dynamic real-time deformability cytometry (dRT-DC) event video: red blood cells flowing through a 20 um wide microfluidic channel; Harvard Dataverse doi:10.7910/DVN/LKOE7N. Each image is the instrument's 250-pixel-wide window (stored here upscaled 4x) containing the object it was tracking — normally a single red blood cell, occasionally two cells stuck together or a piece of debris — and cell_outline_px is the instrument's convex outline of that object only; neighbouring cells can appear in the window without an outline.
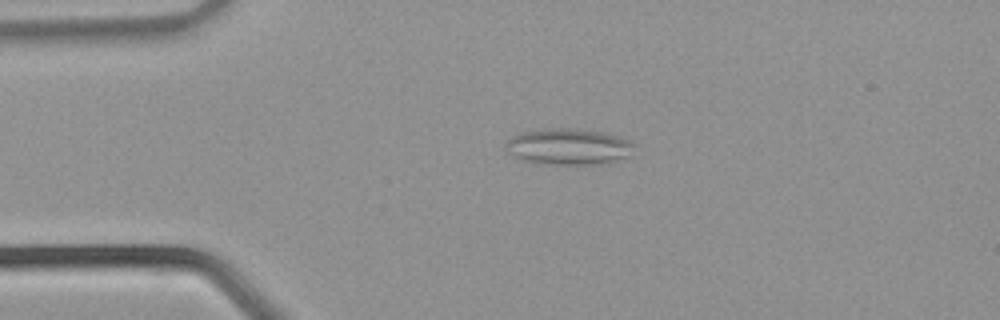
{"species": "common noctule bat (a hibernating species)", "species_latin": "Nyctalus noctula", "temperature_condition": "warm", "stored_images_in_passage": 30, "camera_frame_rate_fps": 3000, "um_per_image_px": 0.085, "animal": {"sex": "male", "body_mass_g": 21.5, "forearm_length_mm": 52.0}, "frame": {"image": 1, "passage_image": 3, "time_ms": 0.667, "image_size_px": [1000, 320], "cell_outline_px": [[636, 144], [632, 156], [600, 164], [536, 164], [512, 156], [504, 148], [504, 144], [512, 136], [520, 132], [544, 128], [572, 128], [604, 132], [620, 136]], "centroid_in_image_um": [48.32, 12.46], "position_along_channel_um": 36.7, "area_um2": 27.69}}
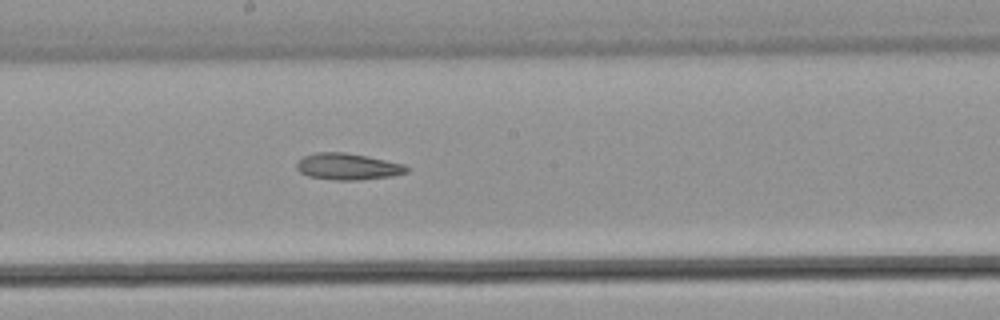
{"frame": {"image": 2, "passage_image": 14, "time_ms": 4.333, "image_size_px": [1000, 320], "cell_outline_px": [[408, 172], [392, 176], [356, 180], [336, 180], [308, 176], [300, 172], [296, 168], [296, 164], [304, 156], [316, 152], [344, 152], [368, 156], [404, 164], [408, 168]], "centroid_in_image_um": [29.56, 14.15], "position_along_channel_um": 218.6, "area_um2": 16.94}}
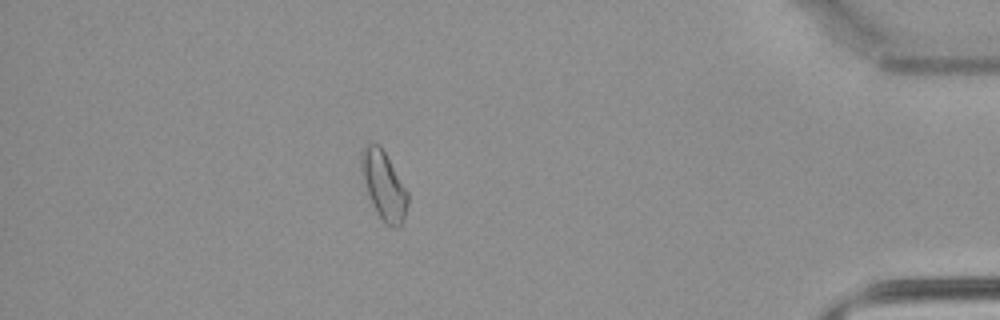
{"frame": {"image": 3, "passage_image": 26, "time_ms": 8.333, "image_size_px": [1000, 320], "cell_outline_px": [[408, 204], [400, 228], [392, 228], [384, 224], [376, 212], [372, 204], [360, 168], [360, 152], [368, 144], [380, 144], [408, 192]], "centroid_in_image_um": [32.62, 15.79], "position_along_channel_um": 402.6, "area_um2": 18.44}}